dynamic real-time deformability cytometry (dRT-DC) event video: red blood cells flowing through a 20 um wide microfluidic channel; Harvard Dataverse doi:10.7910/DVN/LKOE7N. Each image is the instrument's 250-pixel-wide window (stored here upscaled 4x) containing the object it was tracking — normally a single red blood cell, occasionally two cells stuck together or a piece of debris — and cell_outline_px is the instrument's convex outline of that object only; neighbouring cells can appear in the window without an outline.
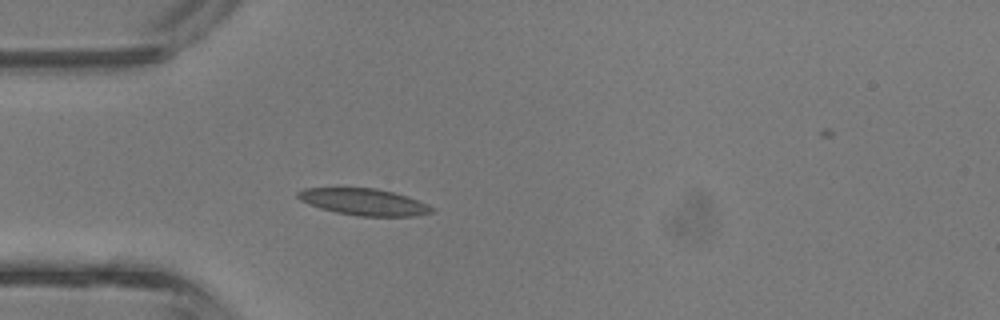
{"species": "common noctule bat (a hibernating species)", "species_latin": "Nyctalus noctula", "temperature_condition": "room temperature", "stored_images_in_passage": 3, "camera_frame_rate_fps": 3000, "um_per_image_px": 0.085, "animal": {"sex": "male", "body_mass_g": 13.3}, "frame": {"image": 1, "passage_image": 3, "time_ms": 0.667, "image_size_px": [1000, 320], "cell_outline_px": [[432, 212], [412, 216], [356, 216], [336, 212], [320, 208], [308, 204], [300, 200], [296, 196], [296, 192], [304, 188], [376, 188], [392, 192], [416, 200], [432, 208]], "centroid_in_image_um": [30.83, 17.16], "position_along_channel_um": 54.2, "area_um2": 20.46}}